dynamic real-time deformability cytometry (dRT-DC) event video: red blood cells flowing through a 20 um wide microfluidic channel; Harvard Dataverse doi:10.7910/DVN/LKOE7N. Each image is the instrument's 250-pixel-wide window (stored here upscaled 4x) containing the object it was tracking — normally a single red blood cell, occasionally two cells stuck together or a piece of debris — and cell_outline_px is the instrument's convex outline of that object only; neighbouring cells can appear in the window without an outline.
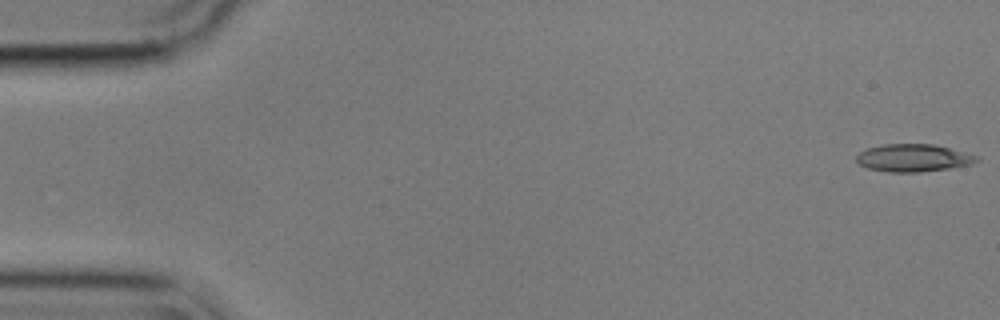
{"species": "common noctule bat (a hibernating species)", "species_latin": "Nyctalus noctula", "temperature_condition": "cold", "stored_images_in_passage": 11, "camera_frame_rate_fps": 3000, "um_per_image_px": 0.085, "animal": {"sex": "male", "body_mass_g": 17.9}, "frame": {"image": 1, "passage_image": 1, "time_ms": 0.0, "image_size_px": [1000, 320], "cell_outline_px": [[980, 160], [972, 164], [952, 168], [920, 172], [888, 172], [868, 168], [860, 164], [856, 160], [856, 156], [860, 152], [868, 148], [880, 144], [936, 144], [980, 156]], "centroid_in_image_um": [77.68, 13.42], "position_along_channel_um": 7.3, "area_um2": 19.54}}